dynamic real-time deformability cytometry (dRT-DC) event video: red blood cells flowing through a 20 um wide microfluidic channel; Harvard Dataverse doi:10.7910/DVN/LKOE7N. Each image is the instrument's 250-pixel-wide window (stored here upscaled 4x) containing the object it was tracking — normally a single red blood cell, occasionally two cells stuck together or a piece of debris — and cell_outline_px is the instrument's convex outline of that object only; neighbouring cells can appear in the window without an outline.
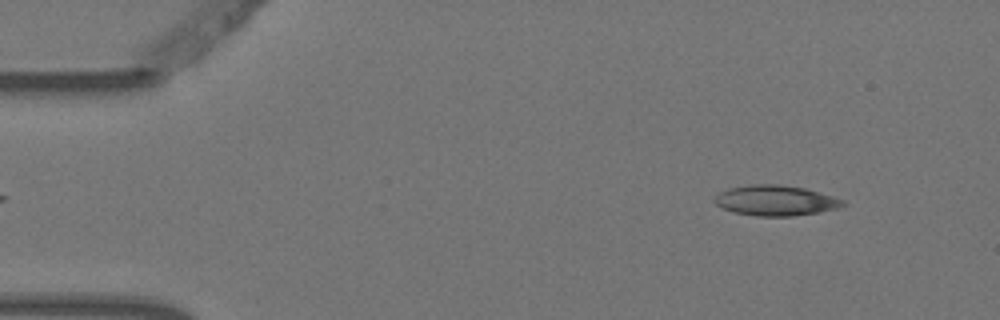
{"species": "Egyptian fruit bat (a non-hibernating species)", "species_latin": "Rousettus aegyptiacus", "temperature_condition": "warm", "stored_images_in_passage": 3, "camera_frame_rate_fps": 3000, "um_per_image_px": 0.085, "animal": {"sex": "female"}, "frame": {"image": 1, "passage_image": 1, "time_ms": 0.0, "image_size_px": [1000, 320], "cell_outline_px": [[848, 204], [840, 208], [820, 212], [792, 216], [756, 216], [736, 212], [724, 208], [716, 204], [712, 200], [720, 192], [728, 188], [752, 184], [780, 184], [804, 188], [832, 196], [844, 200]], "centroid_in_image_um": [65.96, 17.04], "position_along_channel_um": 19.0, "area_um2": 22.72}}